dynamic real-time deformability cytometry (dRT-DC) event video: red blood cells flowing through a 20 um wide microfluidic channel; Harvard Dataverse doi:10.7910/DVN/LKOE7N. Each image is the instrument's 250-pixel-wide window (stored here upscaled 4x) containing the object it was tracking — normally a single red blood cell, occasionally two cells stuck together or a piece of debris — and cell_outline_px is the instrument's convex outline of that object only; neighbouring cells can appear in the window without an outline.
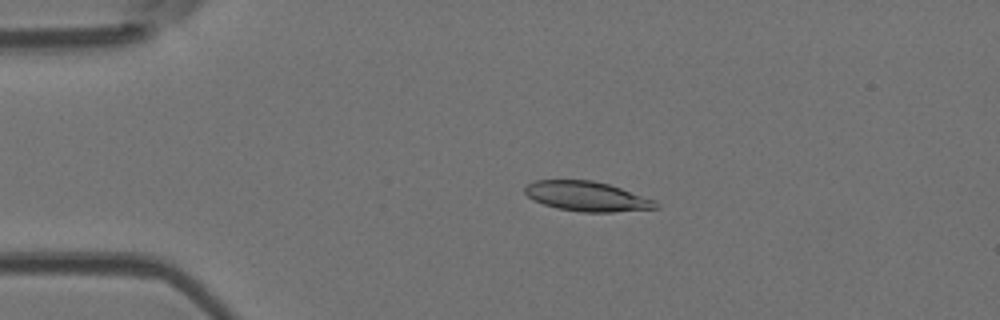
{"species": "Egyptian fruit bat (a non-hibernating species)", "species_latin": "Rousettus aegyptiacus", "temperature_condition": "room temperature", "stored_images_in_passage": 4, "camera_frame_rate_fps": 3000, "um_per_image_px": 0.085, "animal": {"sex": "female"}, "frame": {"image": 1, "passage_image": 3, "time_ms": 2.333, "image_size_px": [1000, 320], "cell_outline_px": [[660, 208], [612, 212], [580, 212], [556, 208], [544, 204], [528, 196], [524, 192], [524, 188], [528, 184], [536, 180], [592, 180], [608, 184], [656, 200], [660, 204]], "centroid_in_image_um": [49.92, 16.69], "position_along_channel_um": 35.1, "area_um2": 22.66}}